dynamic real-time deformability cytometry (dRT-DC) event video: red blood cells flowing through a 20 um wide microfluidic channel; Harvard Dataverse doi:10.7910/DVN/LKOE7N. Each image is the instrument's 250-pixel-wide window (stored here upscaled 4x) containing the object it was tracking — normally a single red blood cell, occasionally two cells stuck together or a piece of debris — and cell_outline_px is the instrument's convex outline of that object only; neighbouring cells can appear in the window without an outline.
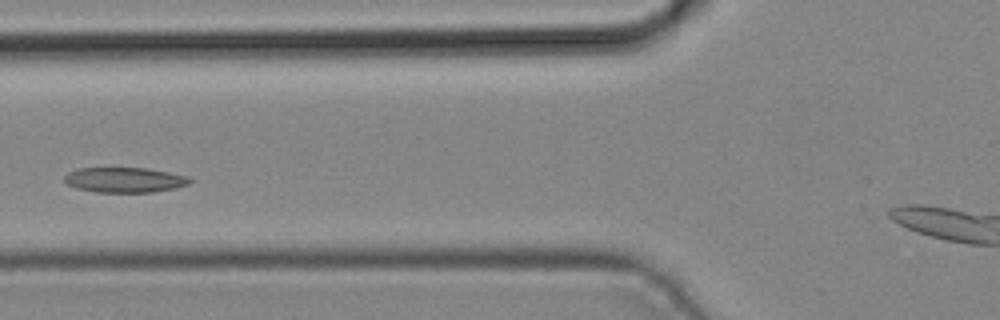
{"species": "common noctule bat (a hibernating species)", "species_latin": "Nyctalus noctula", "temperature_condition": "cold", "stored_images_in_passage": 2, "camera_frame_rate_fps": 3000, "um_per_image_px": 0.085, "animal": {"sex": "male", "body_mass_g": 19.2, "forearm_length_mm": 51.8}, "frame": {"image": 1, "passage_image": 2, "time_ms": 0.333, "image_size_px": [1000, 320], "cell_outline_px": [[192, 180], [188, 184], [176, 188], [152, 192], [96, 192], [76, 188], [64, 184], [64, 176], [68, 172], [80, 168], [148, 168], [188, 176]], "centroid_in_image_um": [10.57, 15.29], "position_along_channel_um": 115.2, "area_um2": 18.44}}